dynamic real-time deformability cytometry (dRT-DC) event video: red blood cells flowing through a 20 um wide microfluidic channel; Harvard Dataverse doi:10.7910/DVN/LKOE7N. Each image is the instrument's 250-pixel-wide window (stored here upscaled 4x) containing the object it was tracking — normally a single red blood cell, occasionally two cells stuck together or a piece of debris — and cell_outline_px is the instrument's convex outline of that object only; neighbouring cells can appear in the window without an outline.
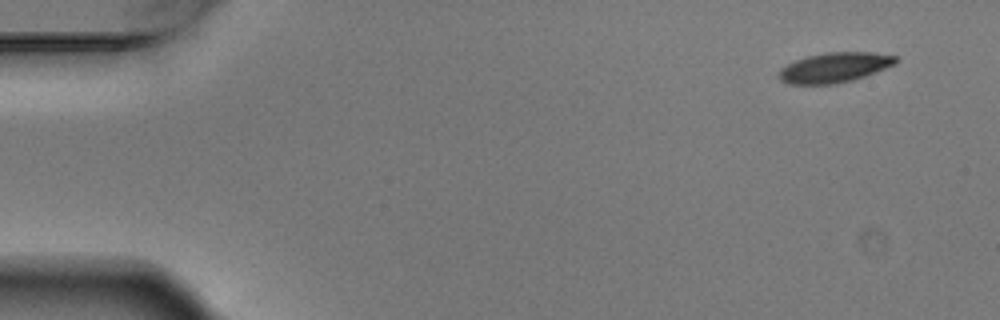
{"species": "Egyptian fruit bat (a non-hibernating species)", "species_latin": "Rousettus aegyptiacus", "temperature_condition": "warm", "stored_images_in_passage": 5, "camera_frame_rate_fps": 3000, "um_per_image_px": 0.085, "animal": {"sex": "male"}, "frame": {"image": 1, "passage_image": 1, "time_ms": 0.0, "image_size_px": [1000, 320], "cell_outline_px": [[900, 60], [896, 64], [864, 76], [852, 80], [836, 84], [788, 84], [780, 80], [780, 72], [788, 64], [796, 60], [808, 56], [828, 52], [872, 52], [896, 56]], "centroid_in_image_um": [70.99, 5.73], "position_along_channel_um": 14.0, "area_um2": 20.17}}
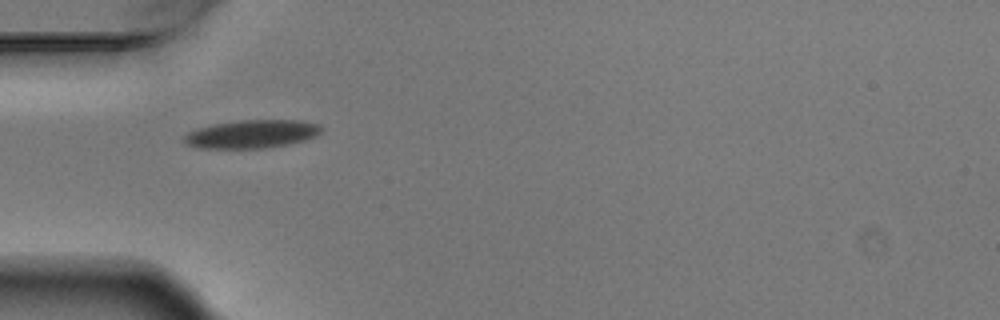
{"frame": {"image": 2, "passage_image": 5, "time_ms": 1.333, "image_size_px": [1000, 320], "cell_outline_px": [[324, 128], [316, 136], [304, 140], [264, 148], [196, 148], [184, 144], [180, 136], [196, 128], [212, 124], [240, 120], [300, 120], [320, 124]], "centroid_in_image_um": [21.33, 11.38], "position_along_channel_um": 63.7, "area_um2": 22.83}}